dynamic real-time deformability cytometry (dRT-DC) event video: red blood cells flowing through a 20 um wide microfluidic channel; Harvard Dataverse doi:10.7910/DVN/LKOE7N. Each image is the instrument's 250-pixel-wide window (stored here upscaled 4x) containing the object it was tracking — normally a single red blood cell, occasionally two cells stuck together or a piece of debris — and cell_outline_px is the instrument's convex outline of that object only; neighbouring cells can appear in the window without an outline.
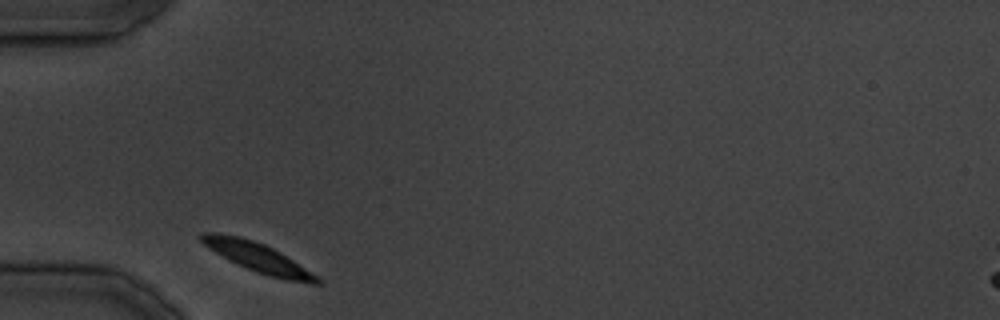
{"species": "common noctule bat (a hibernating species)", "species_latin": "Nyctalus noctula", "temperature_condition": "cold", "stored_images_in_passage": 11, "camera_frame_rate_fps": 3000, "um_per_image_px": 0.085, "animal": {"sex": "male", "body_mass_g": 19.5, "forearm_length_mm": 54.6}, "frame": {"image": 1, "passage_image": 1, "time_ms": 0.0, "image_size_px": [1000, 320], "cell_outline_px": [[320, 284], [312, 284], [288, 280], [268, 276], [256, 272], [216, 252], [204, 244], [200, 240], [200, 232], [216, 232], [240, 236], [264, 244], [280, 252], [316, 276], [320, 280]], "centroid_in_image_um": [21.89, 21.86], "position_along_channel_um": 63.1, "area_um2": 19.07}}
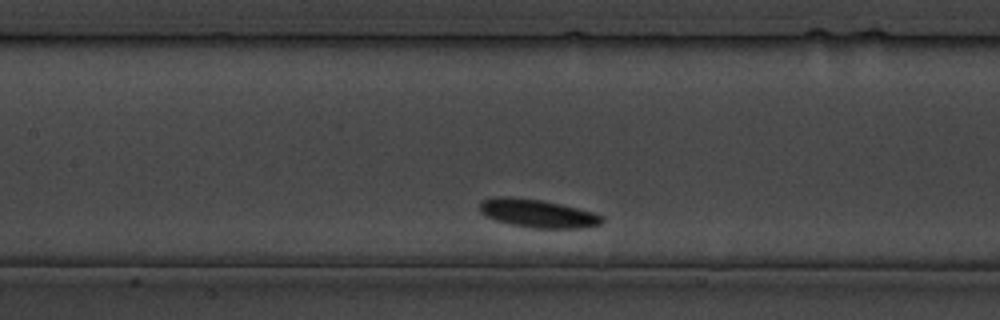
{"frame": {"image": 2, "passage_image": 7, "time_ms": 8.0, "image_size_px": [1000, 320], "cell_outline_px": [[604, 220], [600, 224], [584, 228], [532, 228], [512, 224], [496, 220], [484, 216], [480, 212], [480, 204], [484, 200], [492, 196], [508, 196], [540, 200], [560, 204], [592, 212], [604, 216]], "centroid_in_image_um": [45.68, 18.14], "position_along_channel_um": 161.7, "area_um2": 20.06}}